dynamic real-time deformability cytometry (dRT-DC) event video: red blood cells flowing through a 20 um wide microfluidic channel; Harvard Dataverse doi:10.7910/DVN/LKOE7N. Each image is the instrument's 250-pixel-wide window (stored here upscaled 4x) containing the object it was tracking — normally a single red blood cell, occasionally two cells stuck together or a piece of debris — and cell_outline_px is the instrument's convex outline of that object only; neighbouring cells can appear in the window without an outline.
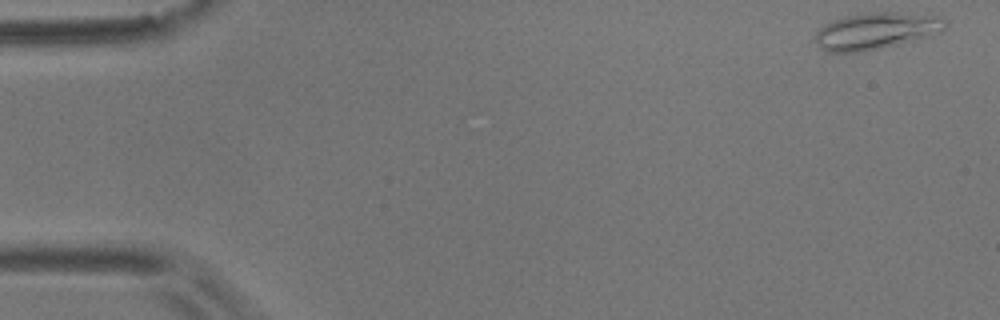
{"species": "common noctule bat (a hibernating species)", "species_latin": "Nyctalus noctula", "temperature_condition": "room temperature", "stored_images_in_passage": 6, "camera_frame_rate_fps": 3000, "um_per_image_px": 0.085, "animal": {"sex": "male", "body_mass_g": 17.9}, "frame": {"image": 1, "passage_image": 1, "time_ms": 0.0, "image_size_px": [1000, 320], "cell_outline_px": [[948, 24], [940, 32], [916, 40], [880, 48], [860, 52], [828, 52], [820, 48], [812, 40], [816, 32], [824, 24], [844, 16], [872, 12], [896, 12], [940, 16], [948, 20]], "centroid_in_image_um": [74.45, 2.62], "position_along_channel_um": 10.5, "area_um2": 28.03}}